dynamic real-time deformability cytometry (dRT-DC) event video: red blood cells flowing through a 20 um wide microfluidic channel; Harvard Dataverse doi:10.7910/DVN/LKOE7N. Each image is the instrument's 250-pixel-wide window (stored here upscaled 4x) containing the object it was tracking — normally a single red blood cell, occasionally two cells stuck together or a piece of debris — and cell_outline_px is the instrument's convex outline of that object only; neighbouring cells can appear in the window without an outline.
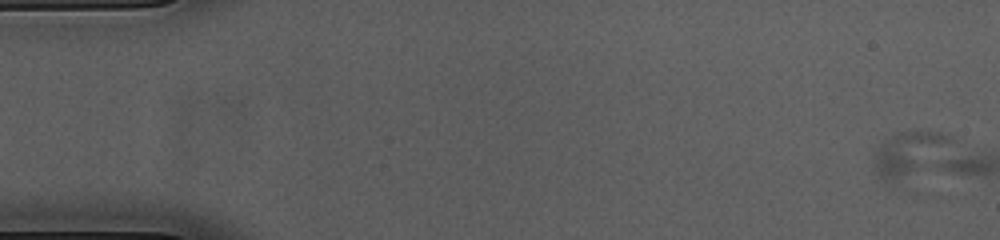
{"species": "common noctule bat (a hibernating species)", "species_latin": "Nyctalus noctula", "temperature_condition": "cold", "stored_images_in_passage": 2, "segment_of_instrument_passage": [1, 2], "camera_frame_rate_fps": 3000, "um_per_image_px": 0.085, "animal": {"sex": "female", "body_mass_g": 23.0, "forearm_length_mm": 53.4}, "frame": {"image": 1, "passage_image": 1, "time_ms": 0.0, "image_size_px": [1000, 240], "cell_outline_px": [[952, 140], [916, 168], [892, 184], [876, 176], [872, 172], [872, 160], [876, 148], [880, 144], [896, 132], [912, 128], [928, 128], [948, 132], [952, 136]], "centroid_in_image_um": [77.08, 12.92], "position_along_channel_um": 7.9, "area_um2": 19.31}}